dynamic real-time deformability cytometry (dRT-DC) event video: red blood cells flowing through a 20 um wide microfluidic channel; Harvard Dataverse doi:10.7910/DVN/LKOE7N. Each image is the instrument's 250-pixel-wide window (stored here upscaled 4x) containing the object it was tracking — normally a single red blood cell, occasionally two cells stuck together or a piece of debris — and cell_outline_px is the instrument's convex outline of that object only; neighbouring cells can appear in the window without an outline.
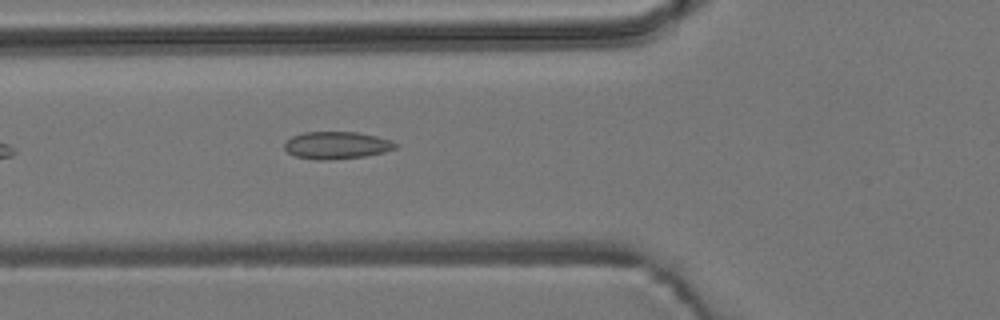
{"species": "common noctule bat (a hibernating species)", "species_latin": "Nyctalus noctula", "temperature_condition": "room temperature", "stored_images_in_passage": 16, "camera_frame_rate_fps": 3000, "um_per_image_px": 0.085, "animal": {"sex": "male", "body_mass_g": 19.2, "forearm_length_mm": 51.8}, "frame": {"image": 1, "passage_image": 5, "time_ms": 1.333, "image_size_px": [1000, 320], "cell_outline_px": [[400, 144], [396, 148], [384, 152], [364, 156], [332, 160], [316, 160], [296, 156], [288, 152], [284, 148], [284, 144], [292, 136], [304, 132], [356, 132], [376, 136], [392, 140]], "centroid_in_image_um": [28.64, 12.35], "position_along_channel_um": 97.2, "area_um2": 17.74}}
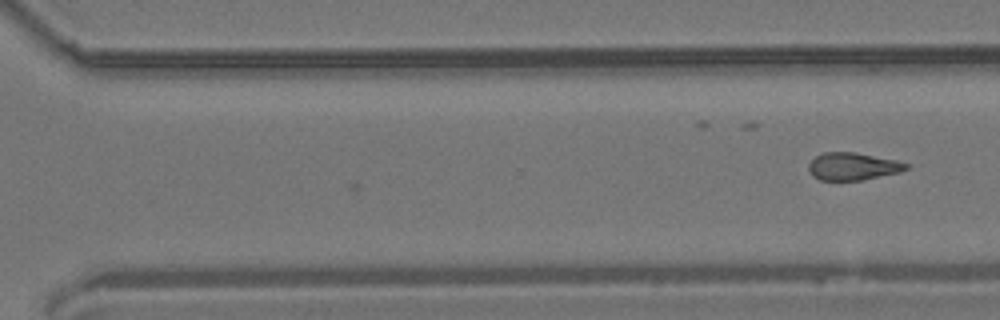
{"frame": {"image": 2, "passage_image": 16, "time_ms": 5.0, "image_size_px": [1000, 320], "cell_outline_px": [[908, 168], [900, 172], [864, 180], [820, 180], [812, 176], [808, 168], [808, 164], [816, 156], [824, 152], [856, 152], [896, 160], [908, 164]], "centroid_in_image_um": [72.48, 14.14], "position_along_channel_um": 298.1, "area_um2": 15.66}}